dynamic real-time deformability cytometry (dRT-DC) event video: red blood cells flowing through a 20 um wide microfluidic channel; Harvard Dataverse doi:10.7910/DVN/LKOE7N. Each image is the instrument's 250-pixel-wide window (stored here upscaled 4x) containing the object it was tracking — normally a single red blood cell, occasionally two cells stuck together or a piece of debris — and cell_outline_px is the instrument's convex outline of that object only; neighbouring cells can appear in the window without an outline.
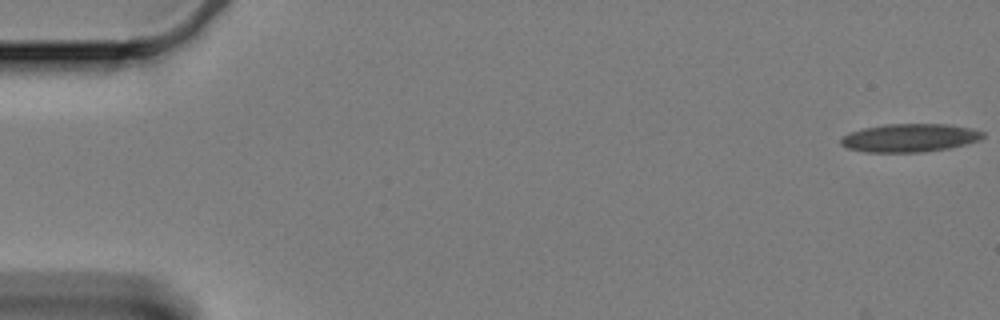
{"species": "Egyptian fruit bat (a non-hibernating species)", "species_latin": "Rousettus aegyptiacus", "temperature_condition": "cold", "stored_images_in_passage": 61, "camera_frame_rate_fps": 3000, "um_per_image_px": 0.085, "animal": {"sex": "female"}, "frame": {"image": 1, "passage_image": 1, "time_ms": 0.0, "image_size_px": [1000, 320], "cell_outline_px": [[984, 136], [980, 140], [948, 148], [924, 152], [864, 152], [848, 148], [840, 144], [840, 140], [848, 132], [864, 128], [884, 124], [948, 124], [972, 128], [984, 132]], "centroid_in_image_um": [77.32, 11.71], "position_along_channel_um": 7.7, "area_um2": 23.41}}
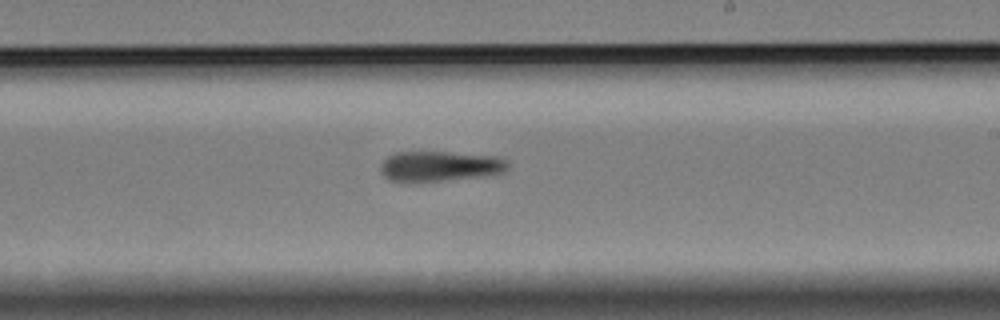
{"frame": {"image": 2, "passage_image": 36, "time_ms": 11.667, "image_size_px": [1000, 320], "cell_outline_px": [[508, 172], [488, 176], [416, 184], [408, 184], [388, 180], [380, 172], [380, 164], [388, 156], [396, 152], [448, 152], [500, 156], [508, 160]], "centroid_in_image_um": [37.4, 14.17], "position_along_channel_um": 251.6, "area_um2": 23.64}}
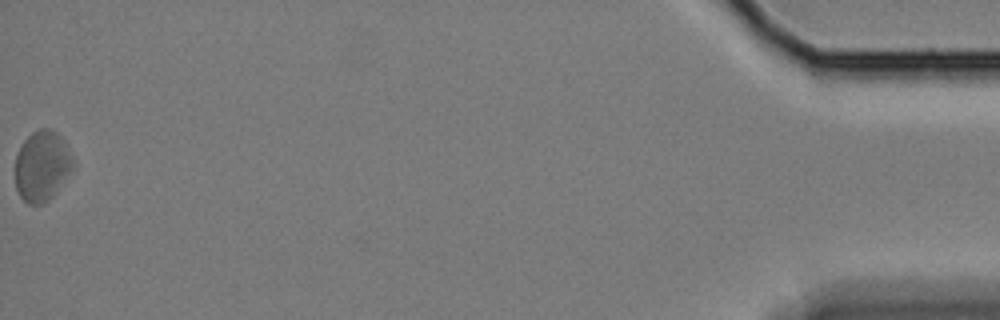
{"frame": {"image": 3, "passage_image": 61, "time_ms": 20.0, "image_size_px": [1000, 320], "cell_outline_px": [[76, 164], [56, 192], [44, 204], [28, 204], [20, 196], [16, 188], [16, 156], [24, 140], [32, 132], [40, 128], [48, 128], [56, 132], [60, 136], [76, 160]], "centroid_in_image_um": [3.6, 14.1], "position_along_channel_um": 431.6, "area_um2": 23.76}, "authors_computed_cell_mechanics": {"area_um2": 23.409, "velocity_mm_per_s": 3.3015, "shape_relaxation_time_tau1_ms": 4.0692, "shape_relaxation_time_tau2_ms": 7.9633, "deformation_change_tau1": 0.1183, "deformation_change_tau2": 0.1673}}